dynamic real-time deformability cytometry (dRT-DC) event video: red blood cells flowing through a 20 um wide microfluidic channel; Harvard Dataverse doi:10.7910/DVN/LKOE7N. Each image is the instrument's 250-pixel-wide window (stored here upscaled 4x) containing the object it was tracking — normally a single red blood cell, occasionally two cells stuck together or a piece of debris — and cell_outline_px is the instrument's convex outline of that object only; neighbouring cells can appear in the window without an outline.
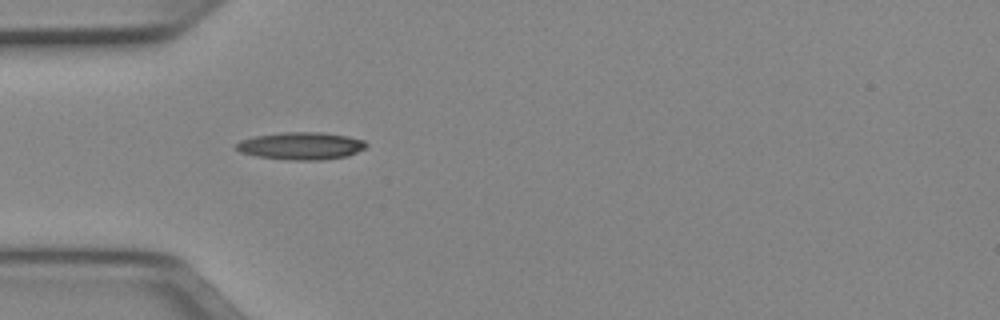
{"species": "Egyptian fruit bat (a non-hibernating species)", "species_latin": "Rousettus aegyptiacus", "temperature_condition": "cold", "stored_images_in_passage": 36, "camera_frame_rate_fps": 3000, "um_per_image_px": 0.085, "animal": {"sex": "female"}, "frame": {"image": 1, "passage_image": 1, "time_ms": 0.0, "image_size_px": [1000, 320], "cell_outline_px": [[368, 144], [364, 148], [348, 156], [320, 160], [288, 160], [256, 156], [240, 152], [236, 148], [236, 144], [240, 140], [252, 136], [280, 132], [324, 132], [348, 136], [364, 140]], "centroid_in_image_um": [25.57, 12.39], "position_along_channel_um": 59.4, "area_um2": 20.98}}
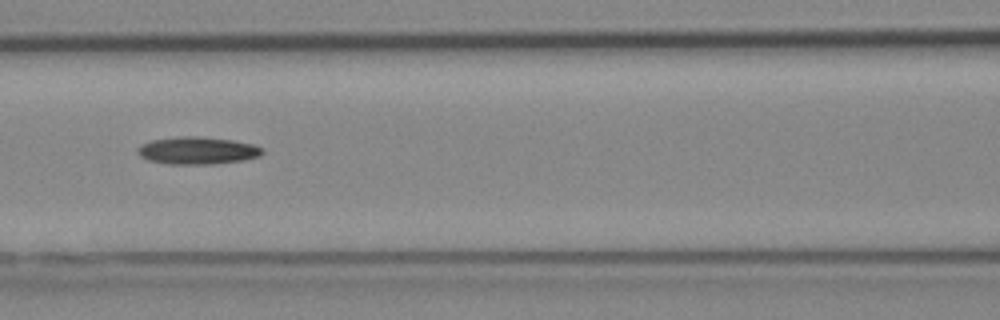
{"frame": {"image": 2, "passage_image": 8, "time_ms": 2.333, "image_size_px": [1000, 320], "cell_outline_px": [[264, 152], [260, 156], [244, 160], [212, 164], [168, 164], [148, 160], [140, 156], [136, 152], [136, 148], [140, 144], [152, 140], [180, 136], [196, 136], [232, 140], [252, 144], [264, 148]], "centroid_in_image_um": [16.76, 12.8], "position_along_channel_um": 149.8, "area_um2": 20.06}}
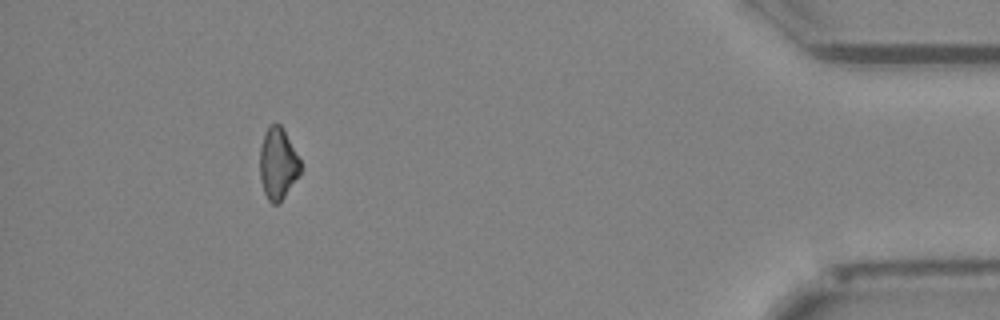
{"frame": {"image": 3, "passage_image": 32, "time_ms": 10.333, "image_size_px": [1000, 320], "cell_outline_px": [[304, 168], [280, 204], [272, 204], [268, 200], [264, 192], [260, 180], [260, 148], [264, 132], [272, 124], [280, 124], [300, 160]], "centroid_in_image_um": [23.63, 13.97], "position_along_channel_um": 411.6, "area_um2": 17.05}}